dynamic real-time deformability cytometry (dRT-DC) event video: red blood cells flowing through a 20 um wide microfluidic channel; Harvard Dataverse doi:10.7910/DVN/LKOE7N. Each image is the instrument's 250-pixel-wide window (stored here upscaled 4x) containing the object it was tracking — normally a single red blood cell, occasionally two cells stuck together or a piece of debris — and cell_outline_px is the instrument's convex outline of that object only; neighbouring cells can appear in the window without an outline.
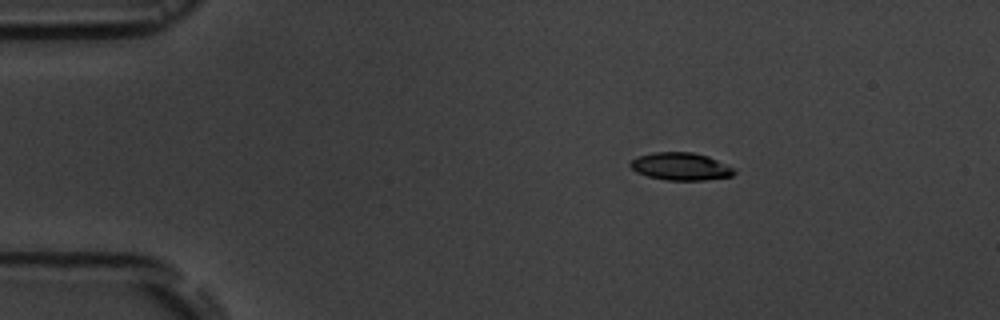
{"species": "common noctule bat (a hibernating species)", "species_latin": "Nyctalus noctula", "temperature_condition": "room temperature", "stored_images_in_passage": 4, "camera_frame_rate_fps": 3000, "um_per_image_px": 0.085, "animal": {"sex": "male", "body_mass_g": 19.5, "forearm_length_mm": 54.6}, "frame": {"image": 1, "passage_image": 2, "time_ms": 1.333, "image_size_px": [1000, 320], "cell_outline_px": [[736, 172], [732, 176], [704, 180], [664, 180], [648, 176], [636, 172], [628, 164], [636, 156], [652, 152], [692, 152], [708, 156], [732, 168]], "centroid_in_image_um": [57.81, 14.14], "position_along_channel_um": 27.2, "area_um2": 16.65}}